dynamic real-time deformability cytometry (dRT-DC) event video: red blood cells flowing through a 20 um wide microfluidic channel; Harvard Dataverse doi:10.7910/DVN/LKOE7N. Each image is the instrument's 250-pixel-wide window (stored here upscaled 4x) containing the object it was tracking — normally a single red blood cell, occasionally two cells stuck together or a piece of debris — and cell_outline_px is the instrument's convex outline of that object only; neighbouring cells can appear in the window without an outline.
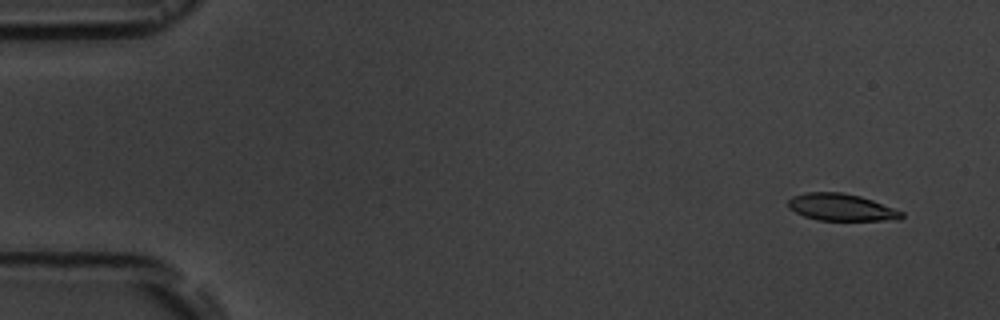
{"species": "common noctule bat (a hibernating species)", "species_latin": "Nyctalus noctula", "temperature_condition": "room temperature", "stored_images_in_passage": 6, "segment_of_instrument_passage": [1, 2], "camera_frame_rate_fps": 3000, "um_per_image_px": 0.085, "animal": {"sex": "male", "body_mass_g": 19.5, "forearm_length_mm": 54.6}, "frame": {"image": 1, "passage_image": 1, "time_ms": 0.0, "image_size_px": [1000, 320], "cell_outline_px": [[904, 216], [900, 220], [816, 220], [804, 216], [788, 208], [788, 200], [792, 196], [804, 192], [840, 192], [860, 196], [872, 200], [904, 212]], "centroid_in_image_um": [71.5, 17.62], "position_along_channel_um": 13.5, "area_um2": 17.92}}